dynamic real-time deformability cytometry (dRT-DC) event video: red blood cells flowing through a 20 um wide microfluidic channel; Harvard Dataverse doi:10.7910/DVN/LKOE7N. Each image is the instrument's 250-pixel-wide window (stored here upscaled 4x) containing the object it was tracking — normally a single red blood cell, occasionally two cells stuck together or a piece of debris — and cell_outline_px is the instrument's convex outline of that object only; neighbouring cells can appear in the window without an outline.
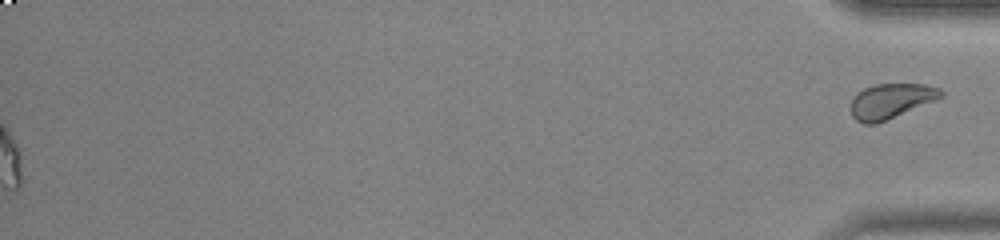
{"species": "common noctule bat (a hibernating species)", "species_latin": "Nyctalus noctula", "temperature_condition": "warm", "stored_images_in_passage": 53, "segment_of_instrument_passage": [2, 2], "camera_frame_rate_fps": 3000, "um_per_image_px": 0.085, "animal": {"sex": "female", "body_mass_g": 23.0, "forearm_length_mm": 53.4}, "frame": {"image": 1, "passage_image": 53, "time_ms": 17.333, "image_size_px": [1000, 240], "cell_outline_px": [[944, 96], [936, 100], [876, 124], [864, 124], [856, 120], [852, 116], [848, 108], [852, 100], [864, 88], [876, 84], [924, 84], [940, 88], [944, 92]], "centroid_in_image_um": [75.72, 8.59], "position_along_channel_um": 359.5, "area_um2": 18.38}}